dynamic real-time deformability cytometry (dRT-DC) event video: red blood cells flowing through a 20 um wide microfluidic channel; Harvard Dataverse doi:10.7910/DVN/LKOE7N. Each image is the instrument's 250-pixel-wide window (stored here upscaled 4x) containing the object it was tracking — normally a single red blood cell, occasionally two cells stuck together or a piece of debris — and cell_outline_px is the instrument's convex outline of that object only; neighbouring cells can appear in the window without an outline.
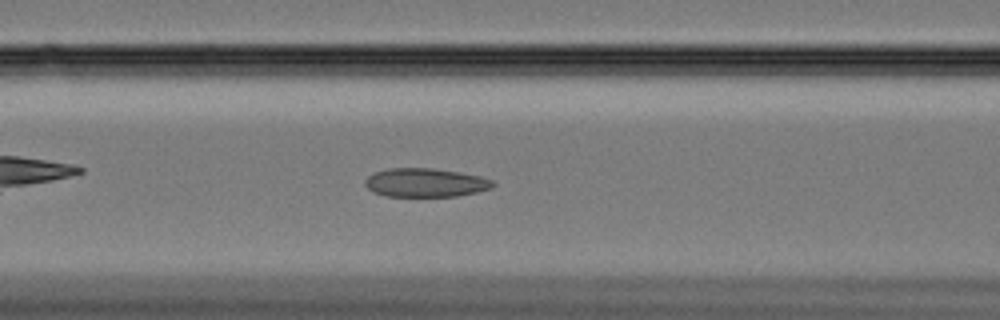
{"species": "Egyptian fruit bat (a non-hibernating species)", "species_latin": "Rousettus aegyptiacus", "temperature_condition": "cold", "stored_images_in_passage": 41, "camera_frame_rate_fps": 3000, "um_per_image_px": 0.085, "animal": {"sex": "female"}, "frame": {"image": 1, "passage_image": 13, "time_ms": 4.0, "image_size_px": [1000, 320], "cell_outline_px": [[496, 184], [492, 188], [476, 192], [456, 196], [388, 196], [372, 192], [364, 184], [364, 180], [372, 172], [388, 168], [432, 168], [460, 172], [480, 176], [492, 180]], "centroid_in_image_um": [36.14, 15.51], "position_along_channel_um": 130.5, "area_um2": 21.5}}
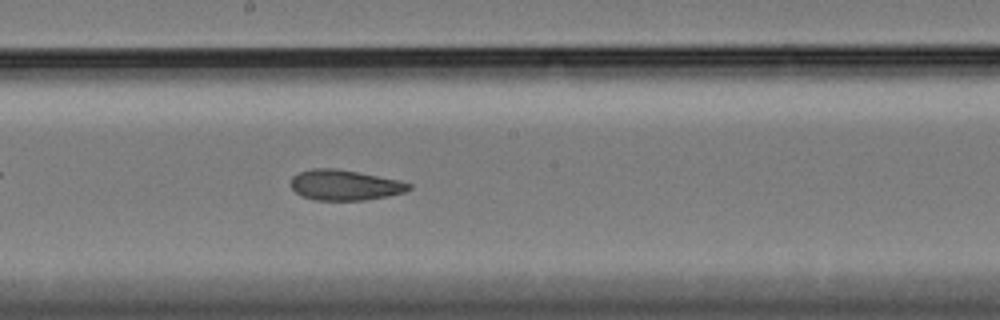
{"frame": {"image": 2, "passage_image": 21, "time_ms": 6.667, "image_size_px": [1000, 320], "cell_outline_px": [[412, 188], [404, 192], [388, 196], [364, 200], [316, 200], [300, 196], [288, 184], [292, 176], [300, 172], [312, 168], [332, 168], [360, 172], [400, 180], [412, 184]], "centroid_in_image_um": [29.29, 15.73], "position_along_channel_um": 218.9, "area_um2": 21.15}}
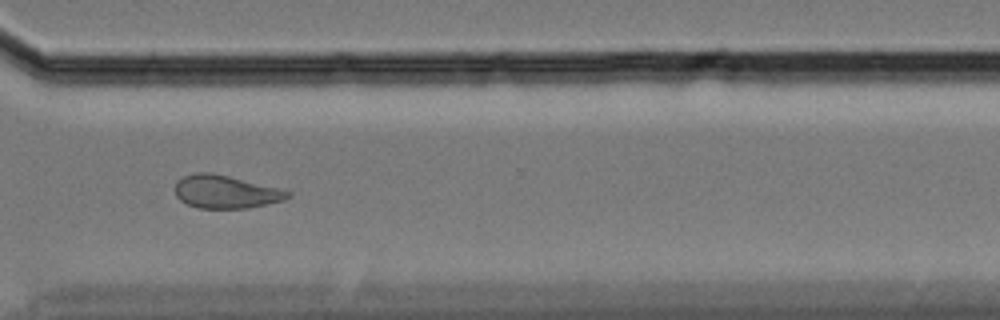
{"frame": {"image": 3, "passage_image": 33, "time_ms": 10.667, "image_size_px": [1000, 320], "cell_outline_px": [[292, 196], [284, 200], [248, 208], [200, 208], [188, 204], [180, 200], [176, 196], [176, 180], [192, 172], [212, 172], [292, 192]], "centroid_in_image_um": [19.15, 16.3], "position_along_channel_um": 351.4, "area_um2": 21.5}, "authors_computed_cell_mechanics": {"area_um2": 21.675, "velocity_mm_per_s": 3.3234, "shape_relaxation_time_tau1_ms": null, "shape_relaxation_time_tau2_ms": 3.3799, "deformation_change_tau1": null, "deformation_change_tau2": 0.1043}}